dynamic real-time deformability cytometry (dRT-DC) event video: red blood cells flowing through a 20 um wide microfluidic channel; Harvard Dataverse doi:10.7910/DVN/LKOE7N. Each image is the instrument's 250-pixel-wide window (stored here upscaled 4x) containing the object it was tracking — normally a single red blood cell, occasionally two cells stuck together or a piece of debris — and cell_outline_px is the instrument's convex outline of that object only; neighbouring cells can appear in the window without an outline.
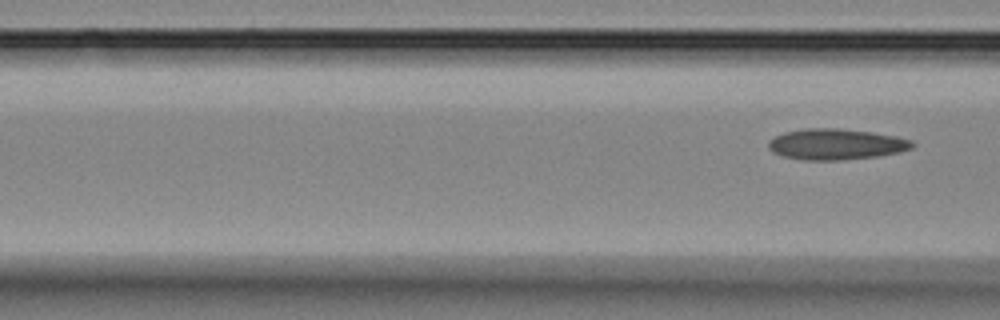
{"species": "Egyptian fruit bat (a non-hibernating species)", "species_latin": "Rousettus aegyptiacus", "temperature_condition": "room temperature", "stored_images_in_passage": 3, "segment_of_instrument_passage": [2, 2], "camera_frame_rate_fps": 3000, "um_per_image_px": 0.085, "animal": {"sex": "female"}, "frame": {"image": 1, "passage_image": 3, "time_ms": 3.333, "image_size_px": [1000, 320], "cell_outline_px": [[916, 144], [912, 148], [900, 152], [876, 156], [844, 160], [804, 160], [784, 156], [772, 152], [768, 148], [768, 140], [784, 132], [804, 128], [840, 128], [872, 132], [896, 136], [912, 140]], "centroid_in_image_um": [71.07, 12.25], "position_along_channel_um": 95.5, "area_um2": 26.07}}